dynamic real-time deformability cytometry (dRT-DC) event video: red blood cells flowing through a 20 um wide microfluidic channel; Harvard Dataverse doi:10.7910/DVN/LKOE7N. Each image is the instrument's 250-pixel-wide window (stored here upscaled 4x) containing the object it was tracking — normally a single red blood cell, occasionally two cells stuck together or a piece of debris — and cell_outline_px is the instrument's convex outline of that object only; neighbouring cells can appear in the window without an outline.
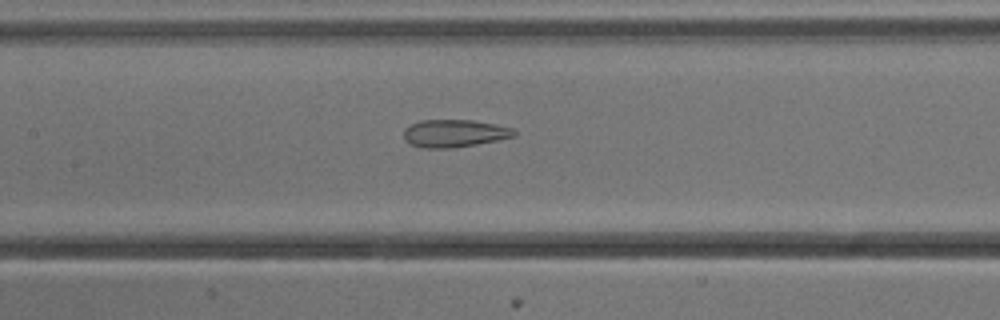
{"species": "common noctule bat (a hibernating species)", "species_latin": "Nyctalus noctula", "temperature_condition": "cold", "stored_images_in_passage": 18, "camera_frame_rate_fps": 3000, "um_per_image_px": 0.085, "animal": {"sex": "male", "body_mass_g": 13.3}, "frame": {"image": 1, "passage_image": 16, "time_ms": 5.0, "image_size_px": [1000, 320], "cell_outline_px": [[516, 136], [500, 140], [452, 148], [420, 148], [408, 144], [404, 140], [404, 128], [408, 124], [420, 120], [472, 120], [496, 124], [512, 128], [516, 132]], "centroid_in_image_um": [38.58, 11.34], "position_along_channel_um": 168.8, "area_um2": 18.09}}